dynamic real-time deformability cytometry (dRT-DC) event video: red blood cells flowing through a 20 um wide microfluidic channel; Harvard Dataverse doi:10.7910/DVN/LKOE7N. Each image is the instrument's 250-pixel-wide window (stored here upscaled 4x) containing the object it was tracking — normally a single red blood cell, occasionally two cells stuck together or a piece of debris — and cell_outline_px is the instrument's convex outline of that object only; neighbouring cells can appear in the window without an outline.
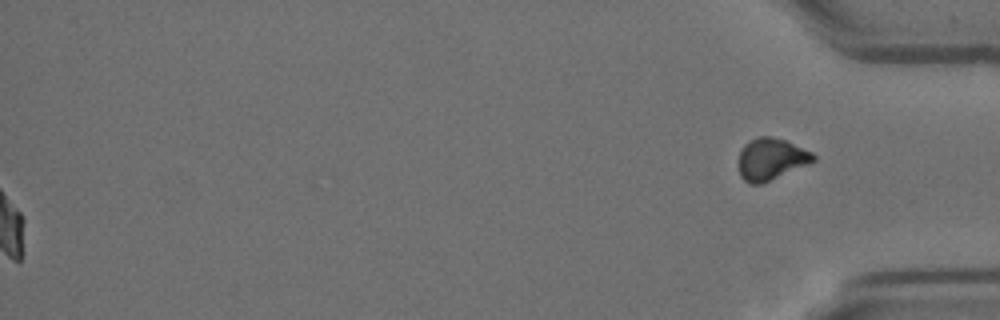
{"species": "Egyptian fruit bat (a non-hibernating species)", "species_latin": "Rousettus aegyptiacus", "temperature_condition": "room temperature", "stored_images_in_passage": 15, "segment_of_instrument_passage": [2, 2], "camera_frame_rate_fps": 3000, "um_per_image_px": 0.085, "animal": {"sex": "female"}, "frame": {"image": 1, "passage_image": 15, "time_ms": 4.667, "image_size_px": [1000, 320], "cell_outline_px": [[816, 160], [808, 164], [764, 184], [752, 184], [744, 180], [740, 176], [740, 152], [744, 144], [748, 140], [756, 136], [772, 136], [784, 140], [812, 152], [816, 156]], "centroid_in_image_um": [65.54, 13.52], "position_along_channel_um": 369.7, "area_um2": 18.26}}